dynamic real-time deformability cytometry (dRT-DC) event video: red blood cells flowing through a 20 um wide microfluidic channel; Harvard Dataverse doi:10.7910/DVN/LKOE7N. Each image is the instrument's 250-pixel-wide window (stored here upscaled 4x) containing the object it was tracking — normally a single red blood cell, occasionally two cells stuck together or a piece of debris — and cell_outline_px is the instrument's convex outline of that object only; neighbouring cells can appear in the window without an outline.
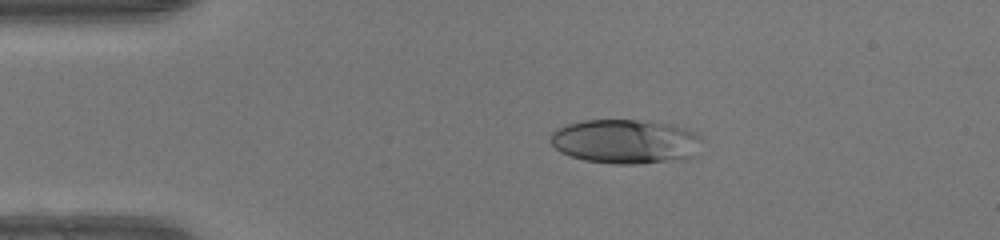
{"species": "human", "species_latin": "Homo sapiens", "temperature_condition": "warm", "stored_images_in_passage": 40, "camera_frame_rate_fps": 3000, "um_per_image_px": 0.085, "donor": {"sex": "female"}, "frame": {"image": 1, "passage_image": 1, "time_ms": 0.0, "image_size_px": [1000, 240], "cell_outline_px": [[704, 136], [692, 156], [684, 160], [640, 164], [612, 164], [584, 160], [560, 152], [548, 140], [548, 136], [556, 128], [568, 124], [584, 120], [636, 120], [672, 124], [688, 128]], "centroid_in_image_um": [53.18, 12.03], "position_along_channel_um": 31.8, "area_um2": 39.65}}
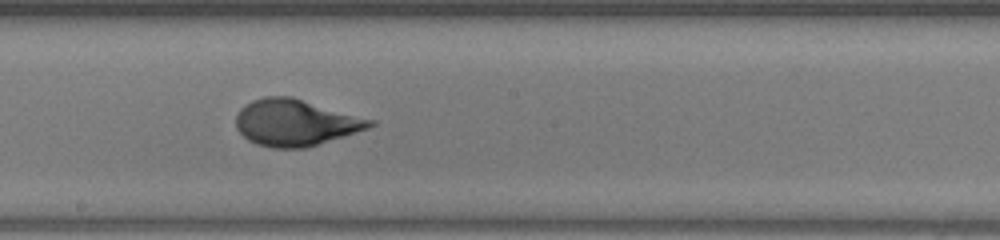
{"frame": {"image": 2, "passage_image": 18, "time_ms": 5.667, "image_size_px": [1000, 240], "cell_outline_px": [[376, 124], [368, 128], [344, 136], [304, 148], [272, 148], [256, 144], [248, 140], [236, 128], [236, 116], [240, 108], [244, 104], [252, 100], [264, 96], [292, 96], [376, 120]], "centroid_in_image_um": [25.11, 10.4], "position_along_channel_um": 223.1, "area_um2": 36.47}}
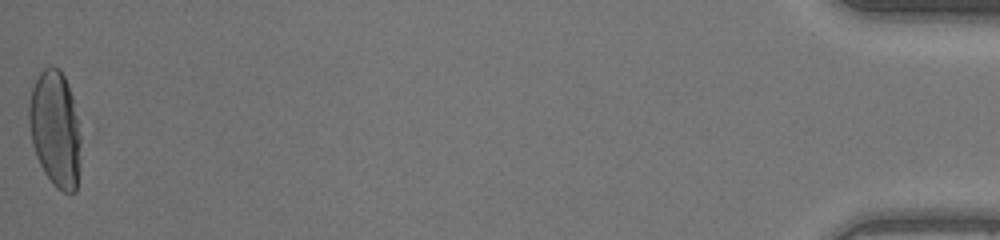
{"frame": {"image": 3, "passage_image": 40, "time_ms": 13.0, "image_size_px": [1000, 240], "cell_outline_px": [[84, 132], [76, 192], [64, 192], [56, 188], [44, 172], [36, 156], [32, 144], [28, 120], [28, 104], [32, 88], [40, 72], [44, 68], [52, 64], [60, 68], [68, 84]], "centroid_in_image_um": [4.74, 10.95], "position_along_channel_um": 430.5, "area_um2": 36.3}, "authors_computed_cell_mechanics": {"area_um2": 35.9227, "velocity_mm_per_s": 4.2433, "shape_relaxation_time_tau1_ms": 7.001, "shape_relaxation_time_tau2_ms": null, "deformation_change_tau1": 0.2879, "deformation_change_tau2": null}}